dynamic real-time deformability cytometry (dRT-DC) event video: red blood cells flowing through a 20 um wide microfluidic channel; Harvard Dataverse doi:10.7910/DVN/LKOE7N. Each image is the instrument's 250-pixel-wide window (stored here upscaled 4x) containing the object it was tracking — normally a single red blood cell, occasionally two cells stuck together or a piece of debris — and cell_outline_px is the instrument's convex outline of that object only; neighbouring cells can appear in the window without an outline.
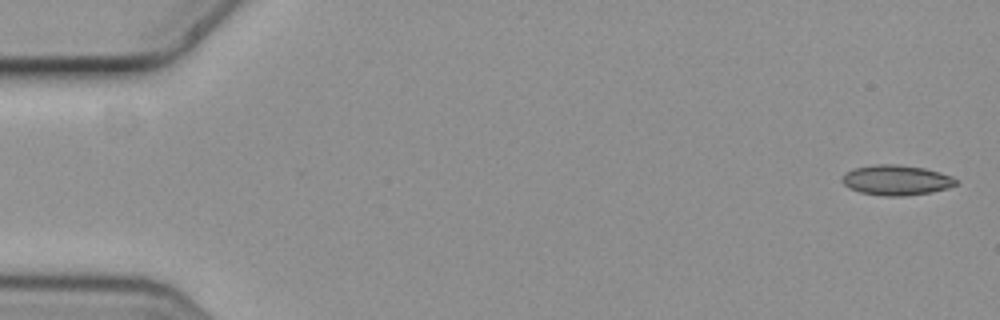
{"species": "common noctule bat (a hibernating species)", "species_latin": "Nyctalus noctula", "temperature_condition": "cold", "stored_images_in_passage": 5, "segment_of_instrument_passage": [2, 2], "camera_frame_rate_fps": 3000, "um_per_image_px": 0.085, "animal": {"sex": "female", "body_mass_g": 19.3, "forearm_length_mm": 54.1}, "frame": {"image": 1, "passage_image": 5, "time_ms": 1.333, "image_size_px": [1000, 320], "cell_outline_px": [[960, 180], [956, 184], [948, 188], [932, 192], [904, 196], [884, 196], [860, 192], [848, 188], [840, 180], [848, 172], [856, 168], [876, 164], [896, 164], [924, 168], [940, 172], [952, 176]], "centroid_in_image_um": [76.23, 15.32], "position_along_channel_um": 8.8, "area_um2": 20.0}}